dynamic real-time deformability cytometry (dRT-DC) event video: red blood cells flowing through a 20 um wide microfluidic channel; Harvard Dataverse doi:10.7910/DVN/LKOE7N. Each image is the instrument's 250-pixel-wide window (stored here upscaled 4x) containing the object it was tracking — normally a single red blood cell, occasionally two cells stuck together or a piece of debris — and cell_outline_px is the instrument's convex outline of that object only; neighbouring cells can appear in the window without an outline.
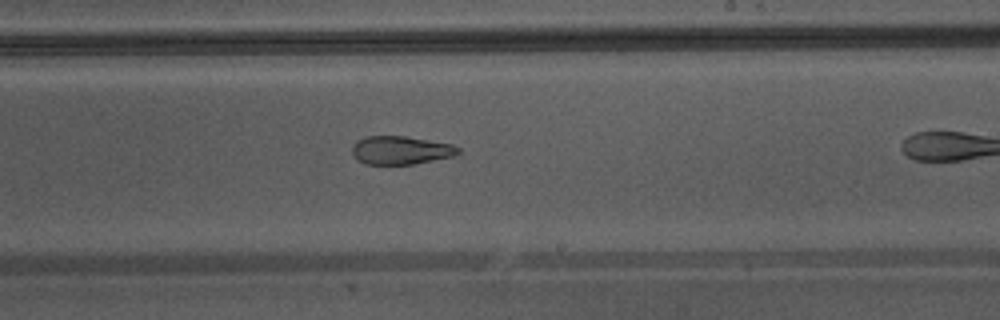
{"species": "Egyptian fruit bat (a non-hibernating species)", "species_latin": "Rousettus aegyptiacus", "temperature_condition": "warm", "stored_images_in_passage": 23, "camera_frame_rate_fps": 3000, "um_per_image_px": 0.085, "animal": {"sex": "male"}, "frame": {"image": 1, "passage_image": 14, "time_ms": 4.333, "image_size_px": [1000, 320], "cell_outline_px": [[460, 152], [452, 156], [412, 164], [364, 164], [352, 152], [352, 148], [356, 140], [364, 136], [404, 136], [452, 144], [460, 148]], "centroid_in_image_um": [34.05, 12.76], "position_along_channel_um": 255.0, "area_um2": 17.28}}